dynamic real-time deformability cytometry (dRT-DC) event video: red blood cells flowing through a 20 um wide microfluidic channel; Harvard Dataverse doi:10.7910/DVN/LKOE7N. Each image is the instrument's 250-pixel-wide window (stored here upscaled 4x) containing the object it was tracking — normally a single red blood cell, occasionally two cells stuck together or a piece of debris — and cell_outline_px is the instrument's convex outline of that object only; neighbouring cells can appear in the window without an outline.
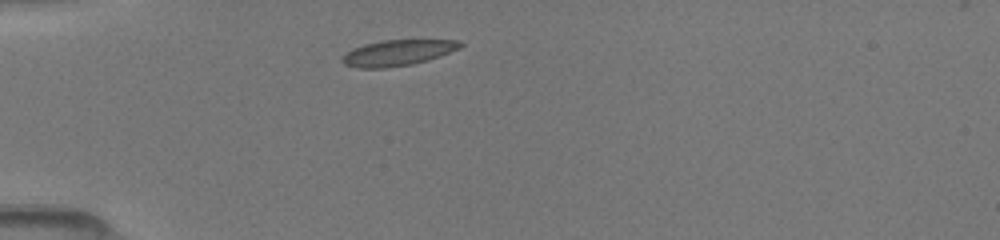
{"species": "common noctule bat (a hibernating species)", "species_latin": "Nyctalus noctula", "temperature_condition": "room temperature", "stored_images_in_passage": 3, "camera_frame_rate_fps": 3000, "um_per_image_px": 0.085, "animal": {"sex": "female", "body_mass_g": 19.5, "forearm_length_mm": 54.1}, "frame": {"image": 1, "passage_image": 1, "time_ms": 0.0, "image_size_px": [1000, 240], "cell_outline_px": [[464, 44], [460, 48], [440, 56], [428, 60], [412, 64], [384, 68], [356, 68], [344, 64], [340, 60], [352, 48], [364, 44], [384, 40], [460, 40]], "centroid_in_image_um": [33.81, 4.49], "position_along_channel_um": 51.2, "area_um2": 17.74}}
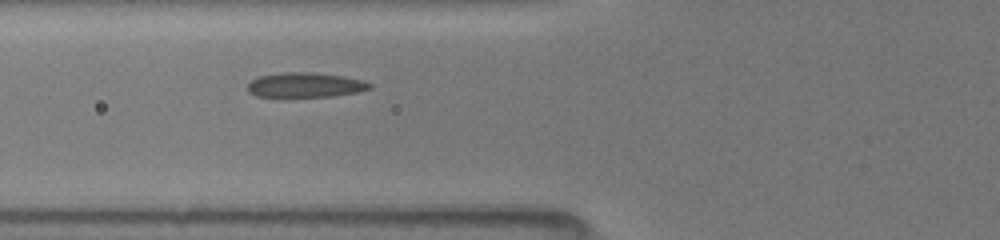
{"frame": {"image": 2, "passage_image": 3, "time_ms": 1.667, "image_size_px": [1000, 240], "cell_outline_px": [[372, 88], [360, 92], [332, 96], [284, 100], [256, 96], [248, 92], [248, 84], [252, 80], [260, 76], [284, 72], [308, 72], [344, 76], [364, 80], [372, 84]], "centroid_in_image_um": [25.92, 7.28], "position_along_channel_um": 99.9, "area_um2": 18.61}}